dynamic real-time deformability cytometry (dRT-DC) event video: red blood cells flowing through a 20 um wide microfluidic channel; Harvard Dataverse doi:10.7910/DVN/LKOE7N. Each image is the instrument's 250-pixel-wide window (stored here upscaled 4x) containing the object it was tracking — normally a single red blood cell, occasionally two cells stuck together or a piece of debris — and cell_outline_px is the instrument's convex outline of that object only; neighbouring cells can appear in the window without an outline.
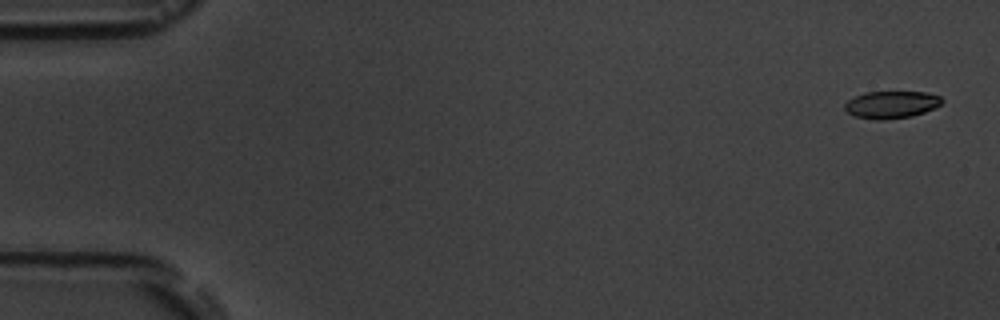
{"species": "common noctule bat (a hibernating species)", "species_latin": "Nyctalus noctula", "temperature_condition": "room temperature", "stored_images_in_passage": 6, "segment_of_instrument_passage": [1, 2], "camera_frame_rate_fps": 3000, "um_per_image_px": 0.085, "animal": {"sex": "male", "body_mass_g": 19.5, "forearm_length_mm": 54.6}, "frame": {"image": 1, "passage_image": 1, "time_ms": 0.0, "image_size_px": [1000, 320], "cell_outline_px": [[944, 100], [940, 104], [924, 112], [912, 116], [884, 120], [876, 120], [856, 116], [848, 112], [844, 108], [844, 104], [848, 100], [864, 92], [924, 92], [940, 96]], "centroid_in_image_um": [75.75, 8.89], "position_along_channel_um": 9.2, "area_um2": 15.32}}
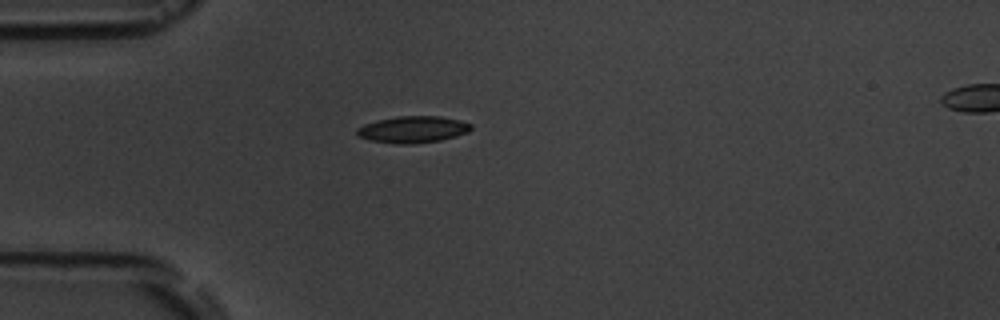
{"frame": {"image": 2, "passage_image": 5, "time_ms": 4.667, "image_size_px": [1000, 320], "cell_outline_px": [[472, 128], [468, 132], [456, 136], [440, 140], [412, 144], [400, 144], [368, 140], [356, 136], [356, 128], [364, 124], [376, 120], [396, 116], [440, 116], [460, 120], [472, 124]], "centroid_in_image_um": [35.06, 11.0], "position_along_channel_um": 49.9, "area_um2": 17.92}}